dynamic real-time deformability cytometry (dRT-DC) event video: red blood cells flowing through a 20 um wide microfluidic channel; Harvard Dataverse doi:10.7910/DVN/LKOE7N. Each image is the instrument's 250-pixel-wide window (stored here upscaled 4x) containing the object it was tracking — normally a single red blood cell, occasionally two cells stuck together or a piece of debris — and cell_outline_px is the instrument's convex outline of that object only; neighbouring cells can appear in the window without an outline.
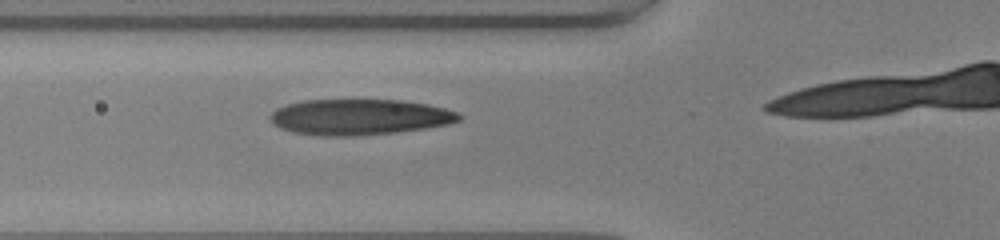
{"species": "human", "species_latin": "Homo sapiens", "temperature_condition": "warm", "stored_images_in_passage": 17, "camera_frame_rate_fps": 3000, "um_per_image_px": 0.085, "donor": {"sex": "male"}, "frame": {"image": 1, "passage_image": 13, "time_ms": 4.0, "image_size_px": [1000, 240], "cell_outline_px": [[464, 116], [460, 120], [448, 124], [424, 128], [396, 132], [352, 136], [320, 136], [292, 132], [280, 128], [272, 124], [268, 116], [276, 108], [288, 104], [304, 100], [400, 100], [428, 104], [460, 112]], "centroid_in_image_um": [30.54, 9.95], "position_along_channel_um": 95.3, "area_um2": 39.59}}
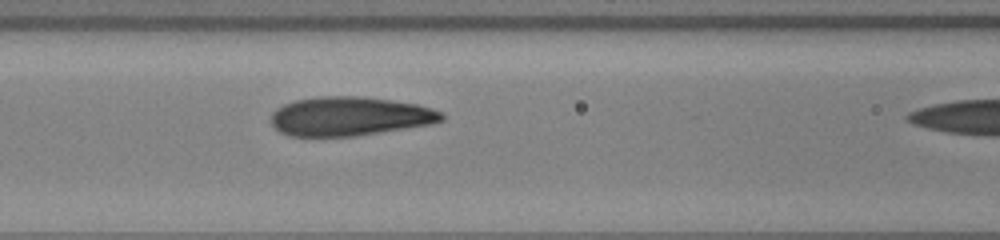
{"frame": {"image": 2, "passage_image": 16, "time_ms": 5.0, "image_size_px": [1000, 240], "cell_outline_px": [[444, 120], [432, 124], [356, 136], [288, 136], [280, 132], [272, 124], [272, 112], [276, 108], [284, 104], [296, 100], [320, 96], [356, 96], [392, 100], [416, 104], [432, 108], [440, 112], [444, 116]], "centroid_in_image_um": [29.72, 9.89], "position_along_channel_um": 136.9, "area_um2": 38.73}}